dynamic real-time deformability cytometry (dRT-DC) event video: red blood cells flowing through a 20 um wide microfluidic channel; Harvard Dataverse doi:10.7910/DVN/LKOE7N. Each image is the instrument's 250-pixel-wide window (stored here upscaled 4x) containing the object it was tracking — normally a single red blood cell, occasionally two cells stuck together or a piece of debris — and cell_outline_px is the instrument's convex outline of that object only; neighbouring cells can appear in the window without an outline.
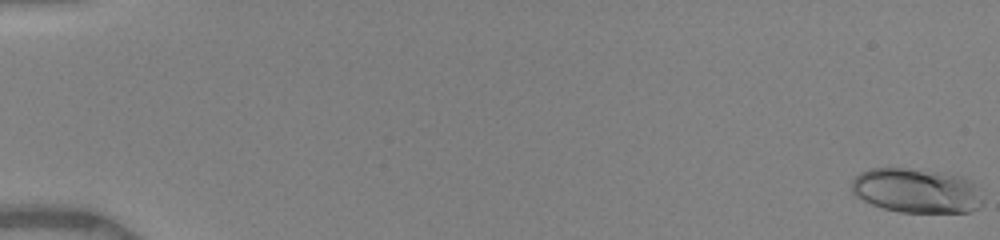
{"species": "human", "species_latin": "Homo sapiens", "temperature_condition": "warm", "stored_images_in_passage": 49, "camera_frame_rate_fps": 3000, "um_per_image_px": 0.085, "donor": {"sex": "female"}, "frame": {"image": 1, "passage_image": 1, "time_ms": 0.0, "image_size_px": [1000, 240], "cell_outline_px": [[984, 200], [980, 208], [972, 212], [900, 212], [884, 208], [872, 204], [856, 196], [852, 192], [852, 180], [860, 172], [872, 168], [908, 168], [964, 176], [976, 188]], "centroid_in_image_um": [77.91, 16.21], "position_along_channel_um": 7.1, "area_um2": 33.99}}
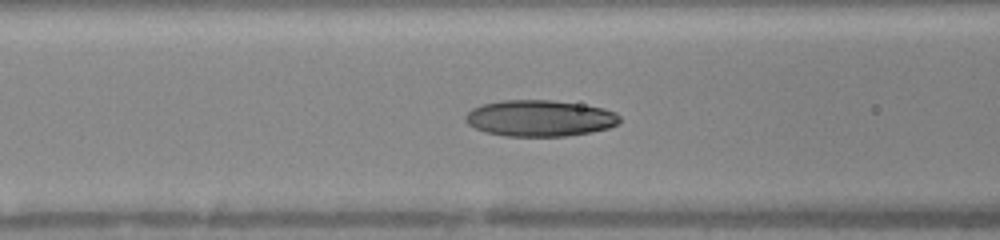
{"frame": {"image": 2, "passage_image": 27, "time_ms": 7.333, "image_size_px": [1000, 240], "cell_outline_px": [[620, 120], [616, 124], [608, 128], [592, 132], [568, 136], [504, 136], [484, 132], [468, 124], [464, 120], [464, 116], [472, 108], [484, 104], [500, 100], [552, 100], [604, 108], [616, 112], [620, 116]], "centroid_in_image_um": [45.87, 10.05], "position_along_channel_um": 120.7, "area_um2": 32.71}}
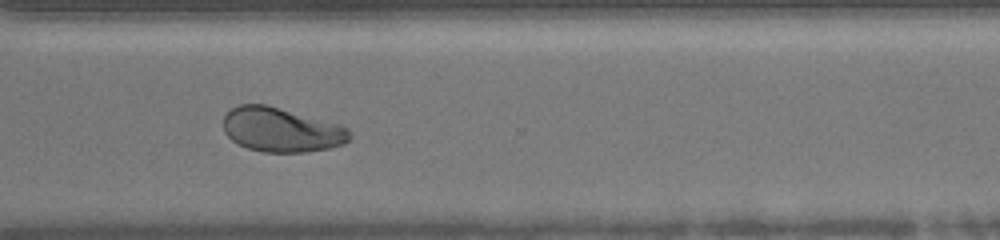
{"frame": {"image": 3, "passage_image": 48, "time_ms": 13.0, "image_size_px": [1000, 240], "cell_outline_px": [[352, 136], [344, 144], [328, 148], [304, 152], [264, 152], [248, 148], [232, 140], [224, 132], [224, 116], [232, 108], [240, 104], [264, 104], [344, 124], [348, 128]], "centroid_in_image_um": [23.96, 11.02], "position_along_channel_um": 346.6, "area_um2": 32.77}}